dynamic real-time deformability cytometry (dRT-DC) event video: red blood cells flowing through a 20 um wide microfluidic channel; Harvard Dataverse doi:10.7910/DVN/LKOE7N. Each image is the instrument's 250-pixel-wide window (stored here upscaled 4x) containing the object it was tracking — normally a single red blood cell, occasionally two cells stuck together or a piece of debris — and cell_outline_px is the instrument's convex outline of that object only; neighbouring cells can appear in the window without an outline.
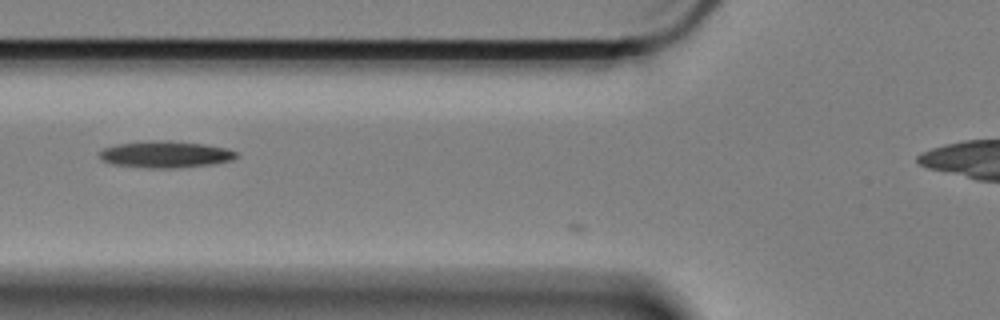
{"species": "Egyptian fruit bat (a non-hibernating species)", "species_latin": "Rousettus aegyptiacus", "temperature_condition": "cold", "stored_images_in_passage": 6, "camera_frame_rate_fps": 3000, "um_per_image_px": 0.085, "animal": {"sex": "female"}, "frame": {"image": 1, "passage_image": 4, "time_ms": 1.0, "image_size_px": [1000, 320], "cell_outline_px": [[240, 156], [232, 160], [212, 164], [176, 168], [148, 168], [112, 164], [104, 160], [100, 156], [100, 152], [104, 148], [120, 144], [160, 140], [168, 140], [204, 144], [228, 148], [236, 152]], "centroid_in_image_um": [14.14, 13.13], "position_along_channel_um": 111.7, "area_um2": 21.1}}